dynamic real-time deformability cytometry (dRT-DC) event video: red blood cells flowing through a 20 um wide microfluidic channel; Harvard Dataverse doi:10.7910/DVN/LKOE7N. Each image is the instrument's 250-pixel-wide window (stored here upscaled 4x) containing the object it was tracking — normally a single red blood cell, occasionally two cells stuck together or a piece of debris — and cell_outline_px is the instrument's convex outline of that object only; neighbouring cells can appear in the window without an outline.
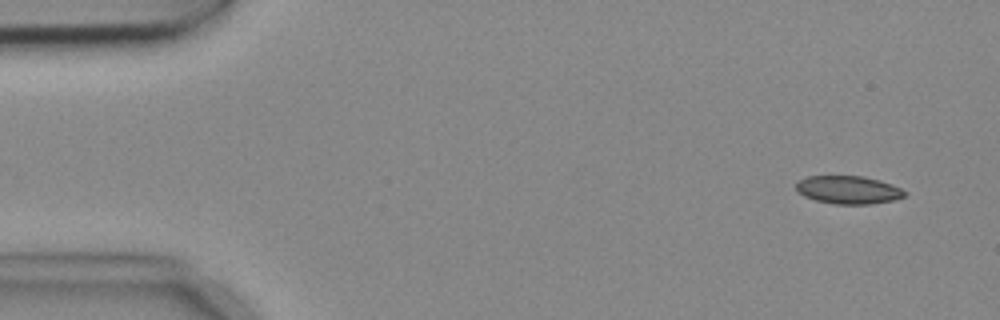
{"species": "common noctule bat (a hibernating species)", "species_latin": "Nyctalus noctula", "temperature_condition": "cold", "stored_images_in_passage": 5, "camera_frame_rate_fps": 3000, "um_per_image_px": 0.085, "animal": {"sex": "female", "body_mass_g": 18.4}, "frame": {"image": 1, "passage_image": 1, "time_ms": 0.0, "image_size_px": [1000, 320], "cell_outline_px": [[908, 192], [904, 196], [892, 200], [872, 204], [836, 204], [816, 200], [804, 196], [796, 192], [796, 184], [800, 180], [808, 176], [864, 176], [880, 180], [892, 184]], "centroid_in_image_um": [72.11, 16.13], "position_along_channel_um": 12.9, "area_um2": 17.74}}
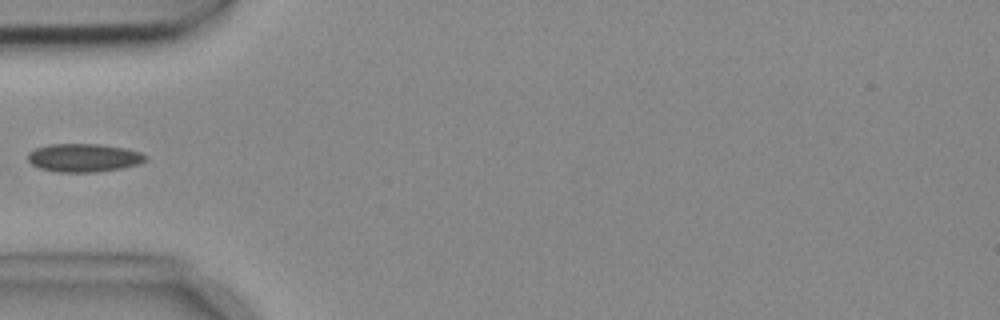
{"frame": {"image": 2, "passage_image": 5, "time_ms": 1.333, "image_size_px": [1000, 320], "cell_outline_px": [[148, 156], [144, 160], [136, 164], [120, 168], [96, 172], [56, 172], [40, 168], [32, 164], [28, 160], [28, 152], [36, 148], [48, 144], [100, 144], [124, 148], [140, 152]], "centroid_in_image_um": [7.08, 13.4], "position_along_channel_um": 77.9, "area_um2": 19.25}}